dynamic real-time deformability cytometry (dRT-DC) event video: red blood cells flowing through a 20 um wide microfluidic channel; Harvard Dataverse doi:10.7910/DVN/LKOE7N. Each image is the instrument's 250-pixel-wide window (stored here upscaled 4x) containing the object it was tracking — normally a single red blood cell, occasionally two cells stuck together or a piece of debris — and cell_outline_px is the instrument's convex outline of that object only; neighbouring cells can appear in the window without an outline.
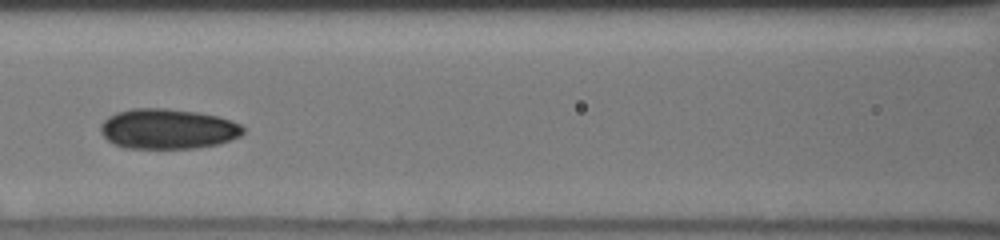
{"species": "human", "species_latin": "Homo sapiens", "temperature_condition": "cold", "stored_images_in_passage": 42, "camera_frame_rate_fps": 3000, "um_per_image_px": 0.085, "donor": {"sex": "male"}, "frame": {"image": 1, "passage_image": 19, "time_ms": 6.333, "image_size_px": [1000, 240], "cell_outline_px": [[244, 132], [240, 136], [216, 144], [196, 148], [124, 148], [108, 140], [100, 132], [100, 124], [108, 116], [116, 112], [132, 108], [168, 108], [196, 112], [216, 116], [240, 124], [244, 128]], "centroid_in_image_um": [14.22, 10.95], "position_along_channel_um": 152.4, "area_um2": 33.23}}
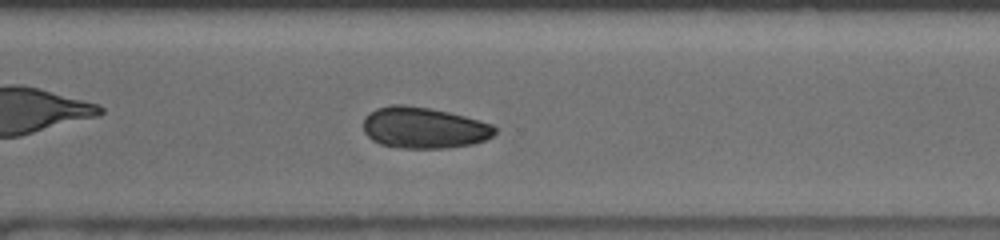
{"frame": {"image": 2, "passage_image": 30, "time_ms": 11.0, "image_size_px": [1000, 240], "cell_outline_px": [[496, 132], [492, 136], [484, 140], [472, 144], [448, 148], [400, 148], [380, 144], [372, 140], [364, 132], [364, 116], [368, 112], [376, 108], [392, 104], [404, 104], [428, 108], [448, 112], [480, 120], [492, 124], [496, 128]], "centroid_in_image_um": [36.0, 10.86], "position_along_channel_um": 334.6, "area_um2": 31.73}, "authors_computed_cell_mechanics": {"area_um2": 31.7033, "velocity_mm_per_s": 3.9103, "shape_relaxation_time_tau1_ms": 8.7478, "shape_relaxation_time_tau2_ms": 4.5292, "deformation_change_tau1": 0.0653, "deformation_change_tau2": 0.0306}}